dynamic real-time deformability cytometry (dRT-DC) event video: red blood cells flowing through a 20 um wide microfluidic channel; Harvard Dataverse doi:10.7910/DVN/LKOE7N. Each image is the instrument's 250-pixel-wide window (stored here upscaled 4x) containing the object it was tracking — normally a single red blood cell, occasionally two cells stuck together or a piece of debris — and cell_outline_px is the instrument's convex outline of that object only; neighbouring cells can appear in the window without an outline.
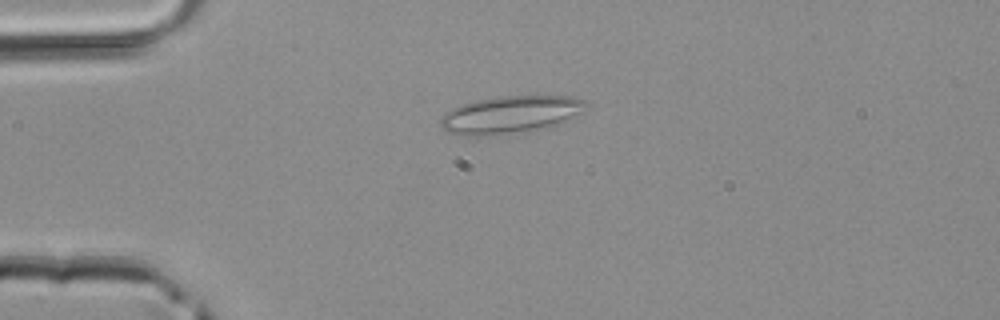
{"species": "common noctule bat (a hibernating species)", "species_latin": "Nyctalus noctula", "temperature_condition": "room temperature", "stored_images_in_passage": 4, "camera_frame_rate_fps": 3000, "um_per_image_px": 0.085, "animal": {"sex": "male", "body_mass_g": 20.4}, "frame": {"image": 1, "passage_image": 2, "time_ms": 0.333, "image_size_px": [1000, 320], "cell_outline_px": [[588, 108], [556, 124], [484, 136], [460, 136], [448, 132], [440, 124], [440, 120], [444, 112], [452, 108], [476, 100], [500, 96], [568, 96], [584, 100], [588, 104]], "centroid_in_image_um": [43.3, 9.72], "position_along_channel_um": 41.7, "area_um2": 30.87}}